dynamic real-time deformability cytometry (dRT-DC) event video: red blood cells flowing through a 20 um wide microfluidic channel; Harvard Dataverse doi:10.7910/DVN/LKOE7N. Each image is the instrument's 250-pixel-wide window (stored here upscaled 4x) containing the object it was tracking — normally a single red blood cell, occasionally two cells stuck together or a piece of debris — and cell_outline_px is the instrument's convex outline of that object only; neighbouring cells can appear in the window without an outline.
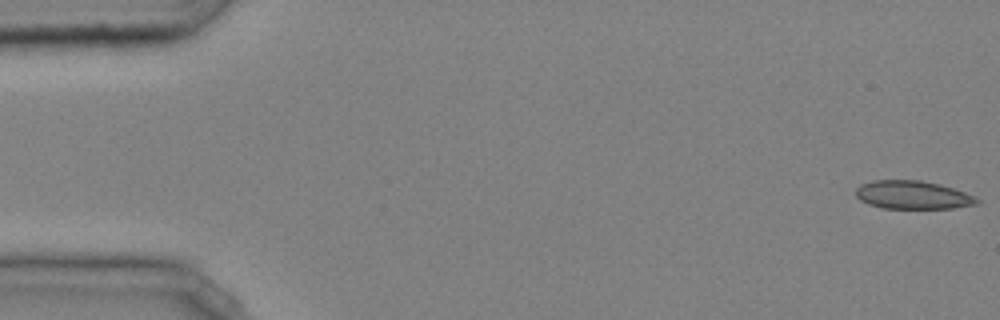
{"species": "common noctule bat (a hibernating species)", "species_latin": "Nyctalus noctula", "temperature_condition": "cold", "stored_images_in_passage": 46, "camera_frame_rate_fps": 3000, "um_per_image_px": 0.085, "animal": {"sex": "male", "body_mass_g": 20.4}, "frame": {"image": 1, "passage_image": 1, "time_ms": 0.0, "image_size_px": [1000, 320], "cell_outline_px": [[980, 200], [976, 204], [952, 208], [884, 208], [868, 204], [860, 200], [856, 196], [856, 188], [860, 184], [872, 180], [920, 180], [940, 184], [976, 196]], "centroid_in_image_um": [77.56, 16.56], "position_along_channel_um": 7.4, "area_um2": 19.94}}
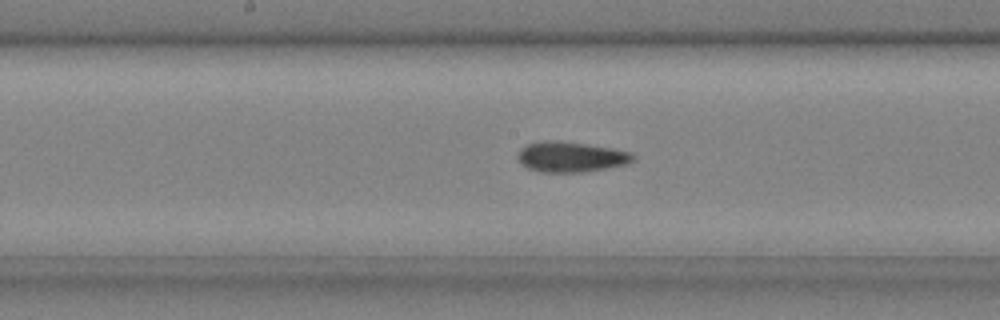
{"frame": {"image": 2, "passage_image": 25, "time_ms": 8.0, "image_size_px": [1000, 320], "cell_outline_px": [[636, 160], [628, 164], [580, 172], [540, 172], [528, 168], [520, 164], [516, 156], [520, 148], [528, 144], [544, 140], [560, 140], [612, 148], [632, 152], [636, 156]], "centroid_in_image_um": [48.52, 13.32], "position_along_channel_um": 199.7, "area_um2": 20.63}}
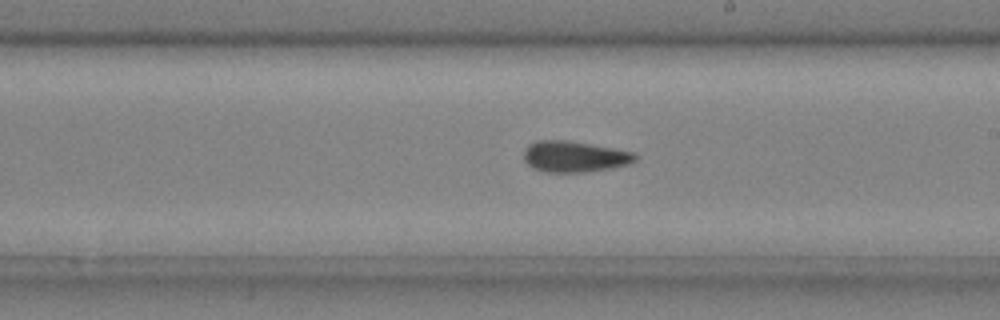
{"frame": {"image": 3, "passage_image": 28, "time_ms": 9.0, "image_size_px": [1000, 320], "cell_outline_px": [[640, 156], [636, 160], [628, 164], [612, 168], [584, 172], [544, 172], [532, 168], [524, 160], [524, 148], [528, 144], [536, 140], [568, 140], [636, 152]], "centroid_in_image_um": [48.83, 13.3], "position_along_channel_um": 240.2, "area_um2": 20.46}, "authors_computed_cell_mechanics": {"area_um2": 20.0277, "velocity_mm_per_s": 4.0589, "shape_relaxation_time_tau1_ms": null, "shape_relaxation_time_tau2_ms": 5.3584, "deformation_change_tau1": null, "deformation_change_tau2": 0.0949}}